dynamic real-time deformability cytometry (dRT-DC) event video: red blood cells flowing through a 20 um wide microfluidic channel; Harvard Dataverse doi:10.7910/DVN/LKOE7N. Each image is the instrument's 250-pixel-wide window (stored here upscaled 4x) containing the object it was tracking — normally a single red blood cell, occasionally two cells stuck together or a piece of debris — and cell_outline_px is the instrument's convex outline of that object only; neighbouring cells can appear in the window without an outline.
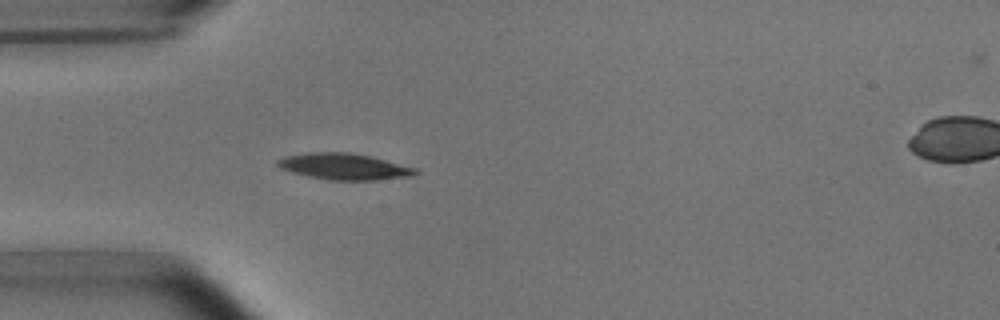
{"species": "common noctule bat (a hibernating species)", "species_latin": "Nyctalus noctula", "temperature_condition": "room temperature", "stored_images_in_passage": 2, "segment_of_instrument_passage": [1, 2], "camera_frame_rate_fps": 3000, "um_per_image_px": 0.085, "animal": {"sex": "male", "body_mass_g": 15.6}, "frame": {"image": 1, "passage_image": 1, "time_ms": 0.0, "image_size_px": [1000, 320], "cell_outline_px": [[420, 172], [412, 176], [376, 180], [328, 180], [308, 176], [292, 172], [280, 168], [276, 164], [276, 160], [284, 156], [308, 152], [348, 152], [372, 156], [416, 168]], "centroid_in_image_um": [29.24, 14.15], "position_along_channel_um": 55.8, "area_um2": 21.27}}